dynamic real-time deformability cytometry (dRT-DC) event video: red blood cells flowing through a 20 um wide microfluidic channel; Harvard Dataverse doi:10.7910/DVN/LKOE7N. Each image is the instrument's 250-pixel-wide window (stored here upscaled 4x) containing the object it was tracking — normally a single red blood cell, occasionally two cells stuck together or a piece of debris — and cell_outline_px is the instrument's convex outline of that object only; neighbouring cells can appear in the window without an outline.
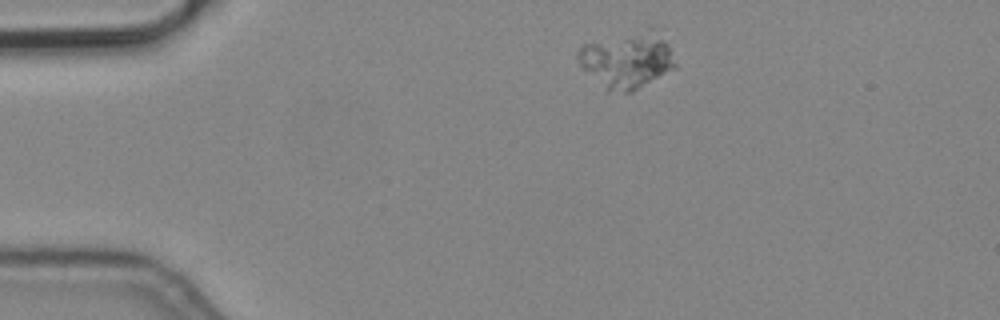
{"species": "common noctule bat (a hibernating species)", "species_latin": "Nyctalus noctula", "temperature_condition": "cold", "stored_images_in_passage": 4, "camera_frame_rate_fps": 3000, "um_per_image_px": 0.085, "animal": {"sex": "male", "body_mass_g": 19.2, "forearm_length_mm": 51.8}, "frame": {"image": 1, "passage_image": 1, "time_ms": 0.0, "image_size_px": [1000, 320], "cell_outline_px": [[676, 68], [632, 92], [608, 92], [580, 68], [576, 56], [576, 52], [580, 44], [648, 24], [668, 44], [676, 64]], "centroid_in_image_um": [53.24, 5.04], "position_along_channel_um": 31.8, "area_um2": 33.23}}
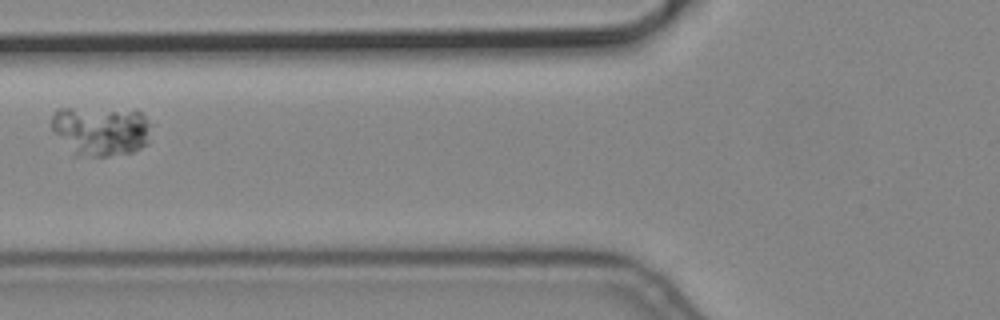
{"frame": {"image": 2, "passage_image": 4, "time_ms": 1.0, "image_size_px": [1000, 320], "cell_outline_px": [[152, 124], [148, 144], [132, 152], [108, 156], [72, 156], [52, 132], [52, 116], [56, 108], [136, 108]], "centroid_in_image_um": [8.57, 11.1], "position_along_channel_um": 117.2, "area_um2": 30.0}}